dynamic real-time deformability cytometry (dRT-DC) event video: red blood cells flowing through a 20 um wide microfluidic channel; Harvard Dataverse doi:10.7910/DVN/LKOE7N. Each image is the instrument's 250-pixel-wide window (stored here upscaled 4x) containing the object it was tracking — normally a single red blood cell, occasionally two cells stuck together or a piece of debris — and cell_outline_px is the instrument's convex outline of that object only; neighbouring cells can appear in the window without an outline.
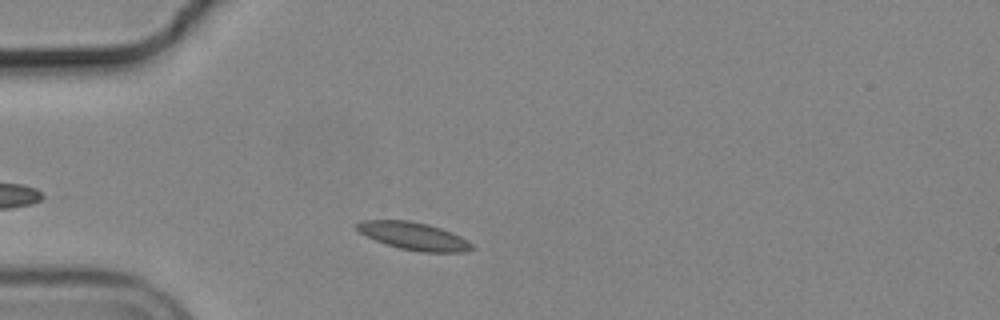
{"species": "common noctule bat (a hibernating species)", "species_latin": "Nyctalus noctula", "temperature_condition": "cold", "stored_images_in_passage": 42, "camera_frame_rate_fps": 3000, "um_per_image_px": 0.085, "animal": {"sex": "male", "body_mass_g": 19.2, "forearm_length_mm": 51.8}, "frame": {"image": 1, "passage_image": 6, "time_ms": 1.667, "image_size_px": [1000, 320], "cell_outline_px": [[476, 248], [464, 252], [420, 252], [400, 248], [384, 244], [360, 232], [356, 228], [356, 224], [360, 220], [408, 220], [428, 224], [452, 232], [460, 236], [472, 244]], "centroid_in_image_um": [35.18, 20.07], "position_along_channel_um": 49.8, "area_um2": 18.5}}
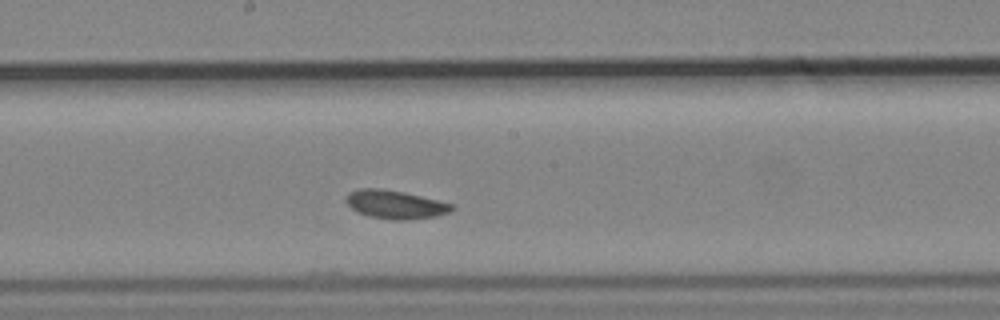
{"frame": {"image": 2, "passage_image": 21, "time_ms": 6.667, "image_size_px": [1000, 320], "cell_outline_px": [[456, 208], [448, 212], [436, 216], [408, 220], [392, 220], [368, 216], [356, 212], [344, 200], [348, 192], [360, 188], [380, 188], [404, 192], [452, 204]], "centroid_in_image_um": [33.55, 17.38], "position_along_channel_um": 214.6, "area_um2": 17.57}}
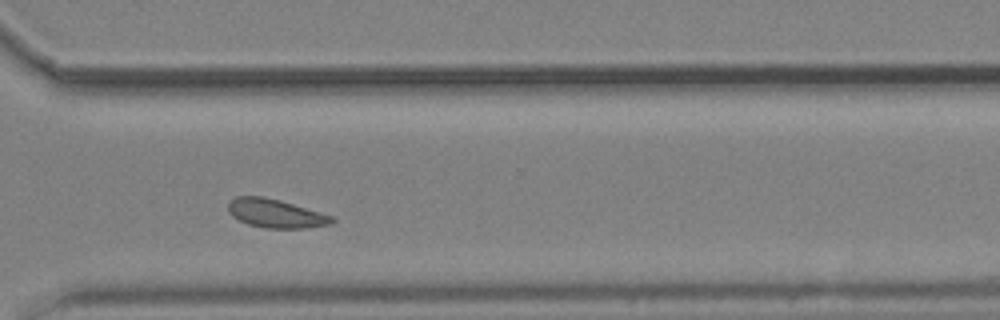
{"frame": {"image": 3, "passage_image": 32, "time_ms": 10.333, "image_size_px": [1000, 320], "cell_outline_px": [[336, 220], [332, 224], [304, 228], [264, 228], [248, 224], [232, 216], [228, 212], [228, 200], [236, 196], [260, 196], [280, 200], [320, 212], [332, 216]], "centroid_in_image_um": [23.41, 18.14], "position_along_channel_um": 347.2, "area_um2": 17.34}, "authors_computed_cell_mechanics": {"area_um2": 17.3689, "velocity_mm_per_s": 3.6184, "shape_relaxation_time_tau1_ms": 2.4291, "shape_relaxation_time_tau2_ms": 2.9521, "deformation_change_tau1": 0.065, "deformation_change_tau2": 0.0626}}